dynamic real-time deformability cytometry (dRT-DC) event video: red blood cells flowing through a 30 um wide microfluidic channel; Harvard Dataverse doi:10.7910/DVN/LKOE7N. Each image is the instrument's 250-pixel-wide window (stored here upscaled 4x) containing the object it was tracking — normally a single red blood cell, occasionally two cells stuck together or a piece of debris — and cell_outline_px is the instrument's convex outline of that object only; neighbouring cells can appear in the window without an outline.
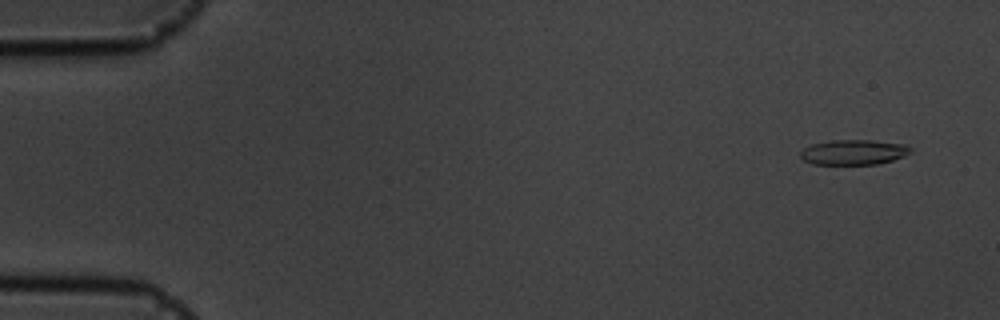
{"species": "common noctule bat (a hibernating species)", "species_latin": "Nyctalus noctula", "temperature_condition": "cold", "stored_images_in_passage": 57, "camera_frame_rate_fps": 3000, "um_per_image_px": 0.085, "animal": {"sex": "male", "body_mass_g": 19.5, "forearm_length_mm": 54.6}, "frame": {"image": 1, "passage_image": 4, "time_ms": 1.0, "image_size_px": [1000, 320], "cell_outline_px": [[912, 152], [904, 156], [892, 160], [876, 164], [812, 164], [804, 160], [800, 156], [800, 152], [804, 148], [812, 144], [832, 140], [872, 140], [904, 144], [912, 148]], "centroid_in_image_um": [72.57, 12.93], "position_along_channel_um": 12.4, "area_um2": 16.07}}
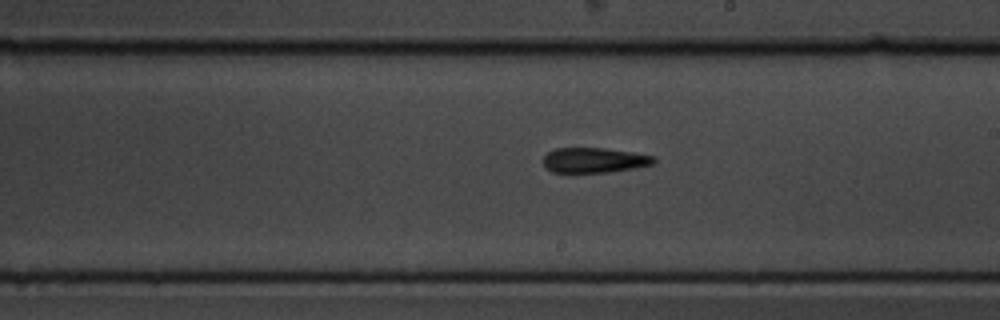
{"frame": {"image": 2, "passage_image": 33, "time_ms": 10.667, "image_size_px": [1000, 320], "cell_outline_px": [[656, 164], [636, 168], [608, 172], [568, 176], [552, 172], [544, 168], [544, 156], [548, 152], [556, 148], [604, 148], [636, 152], [656, 156]], "centroid_in_image_um": [50.49, 13.66], "position_along_channel_um": 238.5, "area_um2": 17.22}}
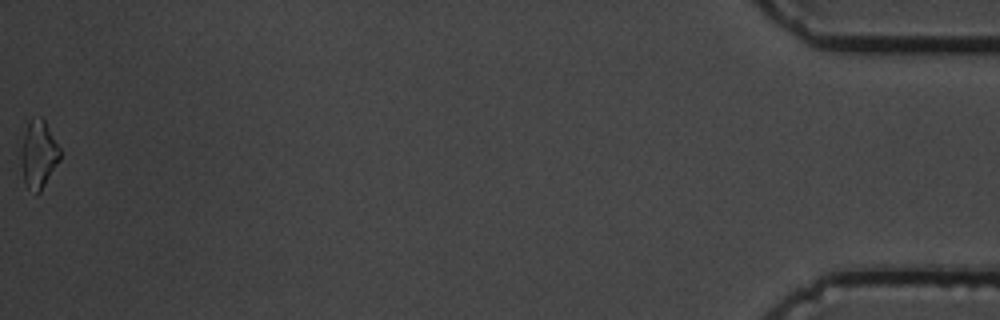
{"frame": {"image": 3, "passage_image": 57, "time_ms": 18.667, "image_size_px": [1000, 320], "cell_outline_px": [[60, 160], [40, 192], [36, 196], [24, 184], [20, 160], [20, 152], [28, 120], [32, 116], [40, 116], [44, 120], [60, 148]], "centroid_in_image_um": [3.25, 13.14], "position_along_channel_um": 431.9, "area_um2": 15.61}, "authors_computed_cell_mechanics": {"area_um2": 16.0684, "velocity_mm_per_s": 3.6037, "shape_relaxation_time_tau1_ms": 4.366, "shape_relaxation_time_tau2_ms": 6.6973, "deformation_change_tau1": 0.1521, "deformation_change_tau2": 0.2044}}